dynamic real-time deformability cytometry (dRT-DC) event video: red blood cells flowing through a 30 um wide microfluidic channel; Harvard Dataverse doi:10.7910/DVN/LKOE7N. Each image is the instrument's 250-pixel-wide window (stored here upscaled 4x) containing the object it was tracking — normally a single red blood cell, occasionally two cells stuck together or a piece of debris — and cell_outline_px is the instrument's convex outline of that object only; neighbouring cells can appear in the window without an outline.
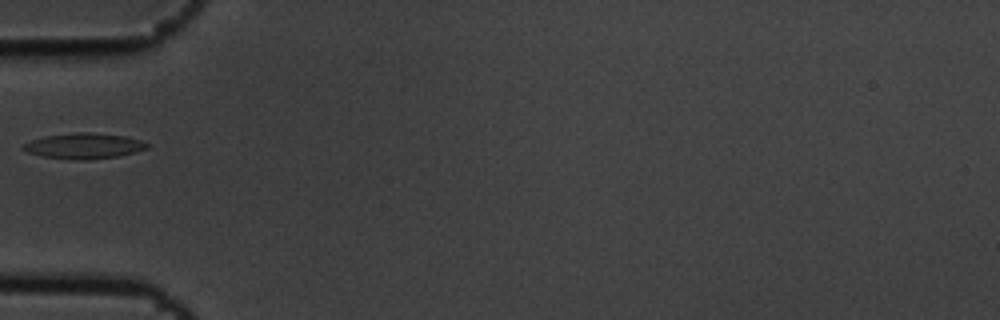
{"species": "common noctule bat (a hibernating species)", "species_latin": "Nyctalus noctula", "temperature_condition": "cold", "stored_images_in_passage": 3, "camera_frame_rate_fps": 3000, "um_per_image_px": 0.085, "animal": {"sex": "male", "body_mass_g": 19.5, "forearm_length_mm": 54.6}, "frame": {"image": 1, "passage_image": 3, "time_ms": 0.667, "image_size_px": [1000, 320], "cell_outline_px": [[148, 148], [136, 152], [120, 156], [88, 160], [72, 160], [40, 156], [28, 152], [20, 148], [24, 144], [32, 140], [44, 136], [76, 132], [92, 132], [124, 136], [140, 140], [148, 144]], "centroid_in_image_um": [7.12, 12.41], "position_along_channel_um": 77.9, "area_um2": 18.61}}